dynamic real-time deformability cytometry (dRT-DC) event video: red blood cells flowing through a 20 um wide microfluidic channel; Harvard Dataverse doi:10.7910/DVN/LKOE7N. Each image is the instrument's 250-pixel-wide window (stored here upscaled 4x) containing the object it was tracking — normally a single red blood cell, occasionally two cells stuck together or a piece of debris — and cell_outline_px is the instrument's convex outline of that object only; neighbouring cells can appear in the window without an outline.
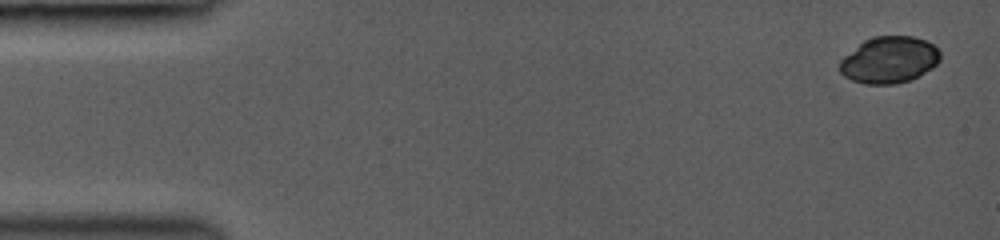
{"species": "common noctule bat (a hibernating species)", "species_latin": "Nyctalus noctula", "temperature_condition": "room temperature", "stored_images_in_passage": 5, "camera_frame_rate_fps": 3000, "um_per_image_px": 0.085, "animal": {"sex": "female", "body_mass_g": 19.0, "forearm_length_mm": 53.3}, "frame": {"image": 1, "passage_image": 1, "time_ms": 0.0, "image_size_px": [1000, 240], "cell_outline_px": [[940, 60], [932, 68], [912, 80], [896, 84], [864, 84], [852, 80], [844, 76], [840, 72], [840, 60], [844, 56], [864, 40], [872, 36], [912, 36], [924, 40], [932, 44], [940, 52]], "centroid_in_image_um": [75.58, 5.1], "position_along_channel_um": 9.4, "area_um2": 27.34}}
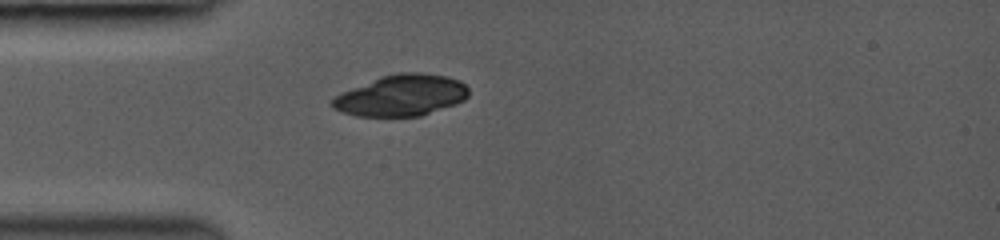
{"frame": {"image": 2, "passage_image": 5, "time_ms": 4.0, "image_size_px": [1000, 240], "cell_outline_px": [[468, 96], [464, 100], [456, 104], [420, 116], [356, 116], [340, 112], [332, 108], [332, 100], [340, 92], [380, 76], [396, 72], [420, 72], [448, 76], [460, 80], [468, 88]], "centroid_in_image_um": [34.11, 8.1], "position_along_channel_um": 50.9, "area_um2": 33.06}}